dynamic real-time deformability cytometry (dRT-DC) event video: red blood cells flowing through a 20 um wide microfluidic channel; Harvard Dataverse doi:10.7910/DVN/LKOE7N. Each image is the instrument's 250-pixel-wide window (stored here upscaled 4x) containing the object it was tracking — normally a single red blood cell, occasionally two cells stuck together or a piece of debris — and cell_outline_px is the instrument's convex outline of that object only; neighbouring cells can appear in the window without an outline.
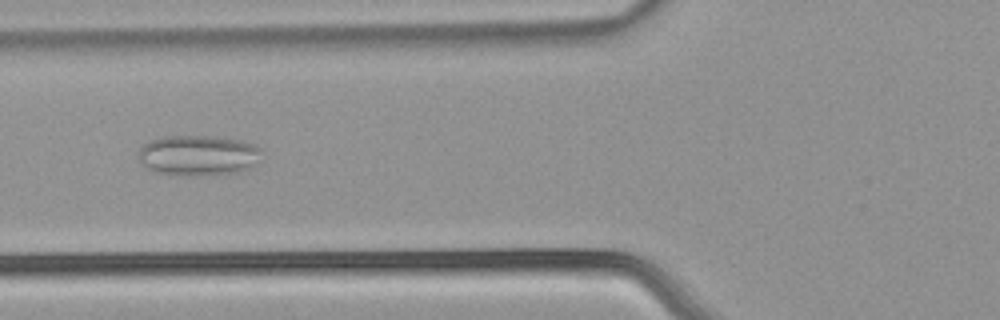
{"species": "common noctule bat (a hibernating species)", "species_latin": "Nyctalus noctula", "temperature_condition": "warm", "stored_images_in_passage": 52, "camera_frame_rate_fps": 3000, "um_per_image_px": 0.085, "animal": {"sex": "male", "body_mass_g": 21.5, "forearm_length_mm": 52.0}, "frame": {"image": 1, "passage_image": 20, "time_ms": 6.333, "image_size_px": [1000, 320], "cell_outline_px": [[260, 148], [256, 164], [240, 172], [200, 176], [172, 176], [156, 172], [148, 168], [140, 160], [140, 148], [144, 144], [152, 140], [164, 136], [216, 136], [240, 140], [252, 144]], "centroid_in_image_um": [16.84, 13.22], "position_along_channel_um": 109.0, "area_um2": 29.07}}
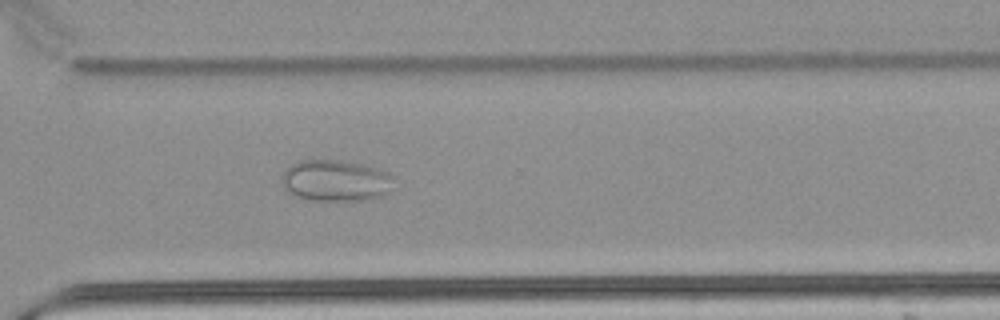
{"frame": {"image": 2, "passage_image": 38, "time_ms": 12.333, "image_size_px": [1000, 320], "cell_outline_px": [[392, 192], [372, 200], [312, 200], [296, 196], [284, 184], [280, 176], [296, 160], [352, 160], [380, 168], [388, 172], [392, 176]], "centroid_in_image_um": [28.62, 15.33], "position_along_channel_um": 342.0, "area_um2": 27.4}}
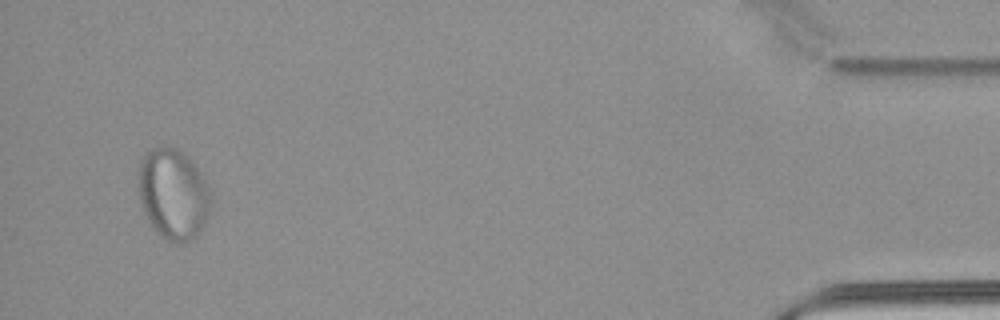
{"frame": {"image": 3, "passage_image": 50, "time_ms": 16.333, "image_size_px": [1000, 320], "cell_outline_px": [[212, 208], [204, 224], [196, 236], [188, 240], [168, 240], [160, 236], [156, 232], [148, 220], [140, 204], [140, 160], [152, 148], [176, 148], [188, 156], [208, 184], [212, 192]], "centroid_in_image_um": [14.77, 16.5], "position_along_channel_um": 420.4, "area_um2": 37.86}}